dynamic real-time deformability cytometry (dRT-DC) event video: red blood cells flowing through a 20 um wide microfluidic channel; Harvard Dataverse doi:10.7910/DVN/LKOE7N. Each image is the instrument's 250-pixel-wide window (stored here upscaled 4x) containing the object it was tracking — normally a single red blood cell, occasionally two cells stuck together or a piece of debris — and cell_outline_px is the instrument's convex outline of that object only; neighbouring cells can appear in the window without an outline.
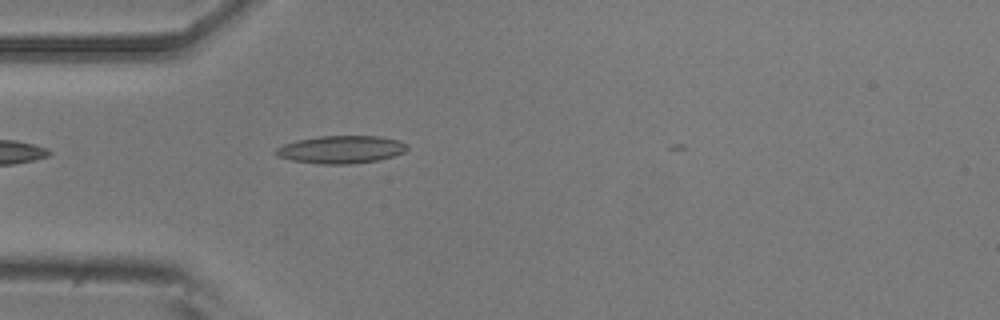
{"species": "common noctule bat (a hibernating species)", "species_latin": "Nyctalus noctula", "temperature_condition": "room temperature", "stored_images_in_passage": 32, "camera_frame_rate_fps": 3000, "um_per_image_px": 0.085, "animal": {"sex": "male", "body_mass_g": 20.5, "forearm_length_mm": 52.5}, "frame": {"image": 1, "passage_image": 1, "time_ms": 0.0, "image_size_px": [1000, 320], "cell_outline_px": [[408, 148], [404, 152], [392, 156], [376, 160], [352, 164], [320, 164], [292, 160], [276, 156], [272, 152], [276, 148], [284, 144], [296, 140], [320, 136], [380, 136], [400, 140], [408, 144]], "centroid_in_image_um": [28.97, 12.7], "position_along_channel_um": 56.0, "area_um2": 21.33}}
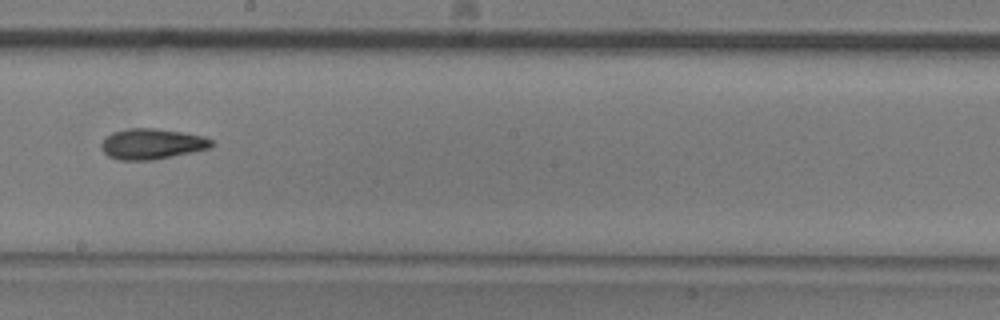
{"frame": {"image": 2, "passage_image": 15, "time_ms": 4.667, "image_size_px": [1000, 320], "cell_outline_px": [[212, 144], [208, 148], [172, 156], [152, 160], [120, 160], [108, 156], [104, 152], [100, 144], [104, 136], [112, 132], [128, 128], [156, 128], [204, 136], [212, 140]], "centroid_in_image_um": [12.84, 12.22], "position_along_channel_um": 235.4, "area_um2": 19.54}}
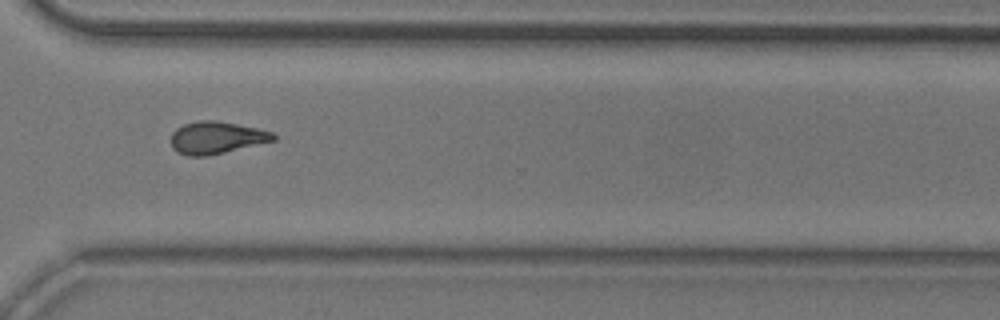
{"frame": {"image": 3, "passage_image": 24, "time_ms": 7.667, "image_size_px": [1000, 320], "cell_outline_px": [[276, 140], [224, 152], [204, 156], [188, 156], [176, 152], [172, 148], [172, 132], [176, 128], [184, 124], [200, 120], [216, 120], [256, 128], [272, 132], [276, 136]], "centroid_in_image_um": [18.37, 11.7], "position_along_channel_um": 352.2, "area_um2": 19.07}, "authors_computed_cell_mechanics": {"area_um2": 18.9295, "velocity_mm_per_s": 3.9129, "shape_relaxation_time_tau1_ms": 5.4553, "shape_relaxation_time_tau2_ms": 4.9524, "deformation_change_tau1": 0.167, "deformation_change_tau2": 0.1438}}